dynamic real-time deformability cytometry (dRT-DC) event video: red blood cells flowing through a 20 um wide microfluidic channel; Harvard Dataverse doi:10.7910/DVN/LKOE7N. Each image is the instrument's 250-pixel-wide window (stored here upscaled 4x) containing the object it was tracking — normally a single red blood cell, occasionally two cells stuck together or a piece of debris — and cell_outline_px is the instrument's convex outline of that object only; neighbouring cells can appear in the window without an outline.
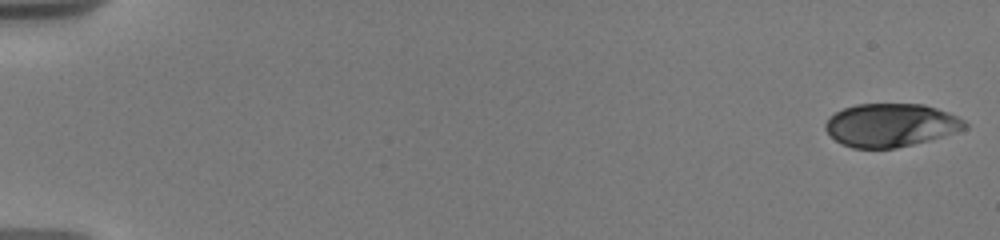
{"species": "human", "species_latin": "Homo sapiens", "temperature_condition": "warm", "stored_images_in_passage": 10, "camera_frame_rate_fps": 3000, "um_per_image_px": 0.085, "donor": {"sex": "male"}, "frame": {"image": 1, "passage_image": 1, "time_ms": 0.0, "image_size_px": [1000, 240], "cell_outline_px": [[968, 128], [956, 132], [928, 140], [896, 148], [852, 148], [840, 144], [824, 128], [824, 124], [828, 116], [844, 108], [856, 104], [924, 104], [948, 112], [964, 120], [968, 124]], "centroid_in_image_um": [75.7, 10.63], "position_along_channel_um": 9.3, "area_um2": 35.14}}
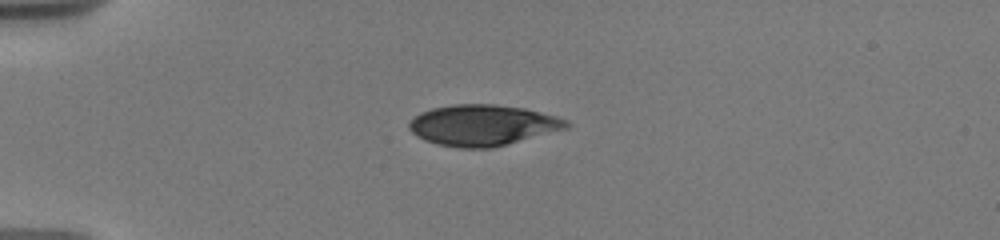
{"frame": {"image": 2, "passage_image": 7, "time_ms": 4.667, "image_size_px": [1000, 240], "cell_outline_px": [[572, 124], [568, 128], [508, 144], [492, 148], [456, 148], [424, 140], [416, 136], [408, 128], [408, 124], [420, 112], [432, 108], [452, 104], [496, 104], [524, 108], [556, 116], [568, 120]], "centroid_in_image_um": [41.04, 10.64], "position_along_channel_um": 44.0, "area_um2": 37.63}}
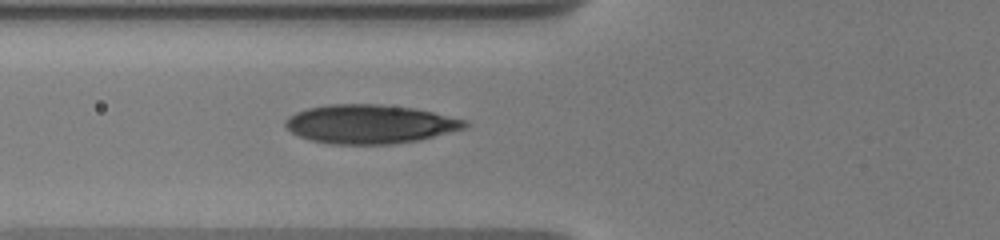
{"frame": {"image": 3, "passage_image": 10, "time_ms": 7.0, "image_size_px": [1000, 240], "cell_outline_px": [[472, 124], [468, 128], [420, 140], [388, 144], [332, 144], [312, 140], [300, 136], [292, 132], [284, 124], [284, 120], [288, 116], [296, 112], [308, 108], [328, 104], [380, 104], [416, 108], [468, 120]], "centroid_in_image_um": [31.51, 10.54], "position_along_channel_um": 94.3, "area_um2": 40.98}}